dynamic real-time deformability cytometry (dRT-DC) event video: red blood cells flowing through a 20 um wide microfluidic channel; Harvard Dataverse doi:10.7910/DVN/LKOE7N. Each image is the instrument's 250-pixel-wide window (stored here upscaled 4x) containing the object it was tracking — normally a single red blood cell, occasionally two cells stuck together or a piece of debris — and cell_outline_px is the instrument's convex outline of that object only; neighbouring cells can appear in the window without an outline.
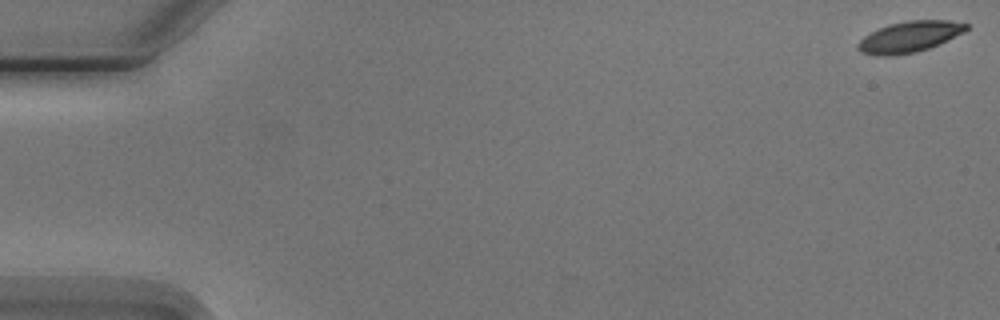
{"species": "Egyptian fruit bat (a non-hibernating species)", "species_latin": "Rousettus aegyptiacus", "temperature_condition": "cold", "stored_images_in_passage": 10, "segment_of_instrument_passage": [1, 2], "camera_frame_rate_fps": 3000, "um_per_image_px": 0.085, "animal": {"sex": "male"}, "frame": {"image": 1, "passage_image": 1, "time_ms": 0.0, "image_size_px": [1000, 320], "cell_outline_px": [[968, 28], [964, 32], [928, 48], [916, 52], [892, 56], [876, 56], [860, 52], [856, 48], [856, 44], [864, 36], [888, 24], [908, 20], [948, 20], [968, 24]], "centroid_in_image_um": [77.25, 3.13], "position_along_channel_um": 7.7, "area_um2": 19.48}}
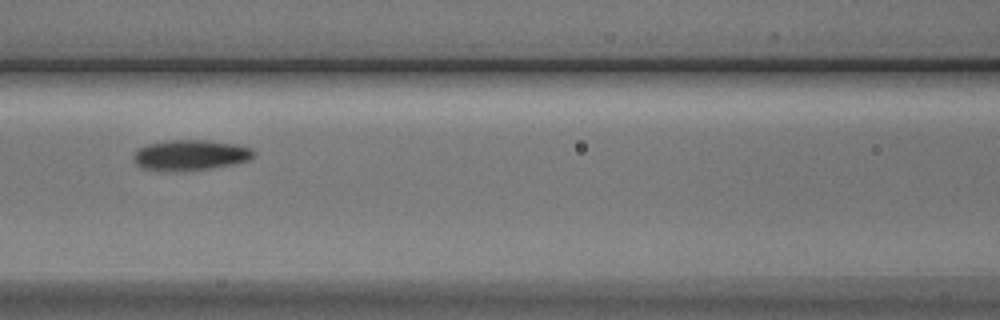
{"frame": {"image": 2, "passage_image": 8, "time_ms": 8.0, "image_size_px": [1000, 320], "cell_outline_px": [[256, 152], [248, 160], [232, 164], [212, 168], [144, 168], [136, 164], [136, 152], [140, 148], [148, 144], [172, 140], [208, 140], [236, 144], [252, 148]], "centroid_in_image_um": [16.29, 13.12], "position_along_channel_um": 150.3, "area_um2": 20.11}}
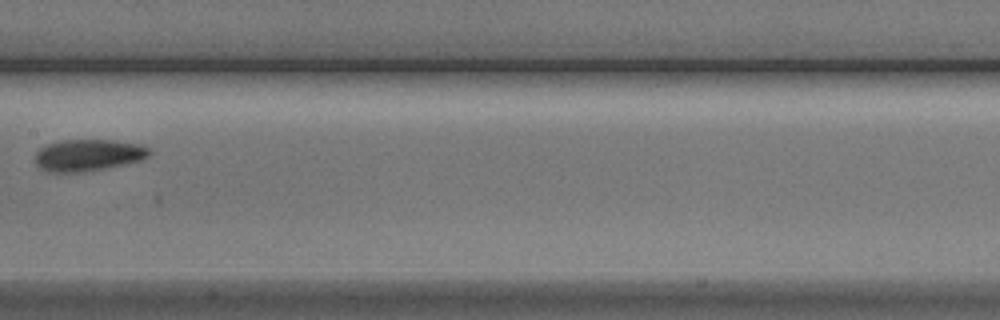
{"frame": {"image": 3, "passage_image": 9, "time_ms": 9.333, "image_size_px": [1000, 320], "cell_outline_px": [[152, 152], [148, 156], [140, 160], [104, 168], [80, 172], [48, 172], [40, 168], [36, 164], [36, 152], [40, 148], [48, 144], [60, 140], [112, 140], [140, 144], [148, 148]], "centroid_in_image_um": [7.47, 13.18], "position_along_channel_um": 199.9, "area_um2": 20.92}}